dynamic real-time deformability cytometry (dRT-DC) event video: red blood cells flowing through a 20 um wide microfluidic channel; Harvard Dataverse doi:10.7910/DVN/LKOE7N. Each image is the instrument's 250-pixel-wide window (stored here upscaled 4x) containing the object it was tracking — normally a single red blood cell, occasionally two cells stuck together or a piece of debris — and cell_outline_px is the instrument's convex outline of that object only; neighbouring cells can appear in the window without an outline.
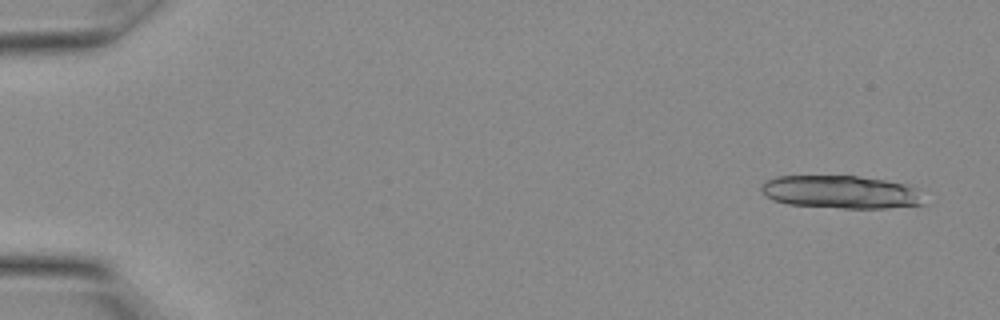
{"species": "Egyptian fruit bat (a non-hibernating species)", "species_latin": "Rousettus aegyptiacus", "temperature_condition": "warm", "stored_images_in_passage": 16, "camera_frame_rate_fps": 3000, "um_per_image_px": 0.085, "animal": {"sex": "female"}, "frame": {"image": 1, "passage_image": 1, "time_ms": 0.0, "image_size_px": [1000, 320], "cell_outline_px": [[928, 204], [884, 208], [844, 208], [788, 204], [772, 200], [760, 192], [760, 188], [768, 180], [776, 176], [856, 176], [884, 180], [908, 184], [920, 188]], "centroid_in_image_um": [71.57, 16.33], "position_along_channel_um": 13.4, "area_um2": 31.62}}